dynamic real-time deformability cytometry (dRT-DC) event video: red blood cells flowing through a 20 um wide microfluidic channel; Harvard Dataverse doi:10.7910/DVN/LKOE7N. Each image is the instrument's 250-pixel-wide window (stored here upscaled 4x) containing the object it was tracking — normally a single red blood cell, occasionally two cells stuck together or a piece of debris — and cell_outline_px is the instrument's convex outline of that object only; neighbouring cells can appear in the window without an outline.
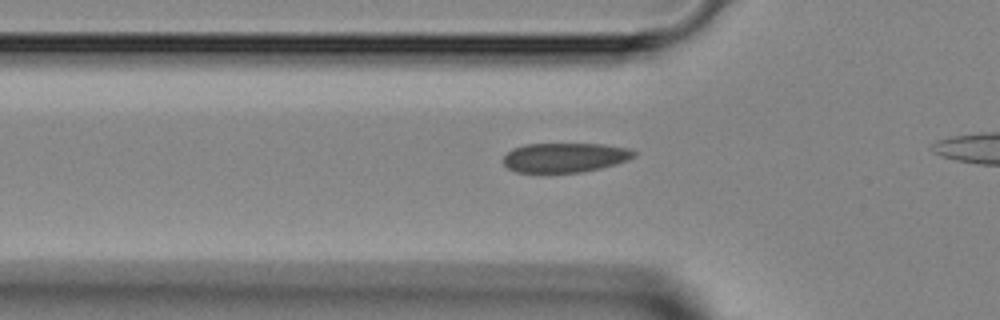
{"species": "Egyptian fruit bat (a non-hibernating species)", "species_latin": "Rousettus aegyptiacus", "temperature_condition": "room temperature", "stored_images_in_passage": 21, "camera_frame_rate_fps": 3000, "um_per_image_px": 0.085, "animal": {"sex": "female"}, "frame": {"image": 1, "passage_image": 10, "time_ms": 3.0, "image_size_px": [1000, 320], "cell_outline_px": [[636, 156], [628, 160], [600, 168], [580, 172], [516, 172], [508, 168], [504, 164], [504, 156], [512, 148], [524, 144], [600, 144], [628, 148], [636, 152]], "centroid_in_image_um": [48.0, 13.38], "position_along_channel_um": 77.8, "area_um2": 22.31}}
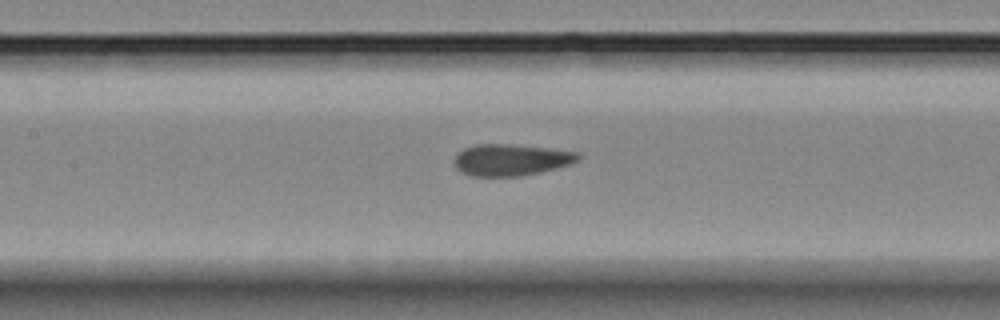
{"frame": {"image": 2, "passage_image": 16, "time_ms": 5.0, "image_size_px": [1000, 320], "cell_outline_px": [[584, 156], [580, 160], [572, 164], [540, 172], [520, 176], [468, 176], [460, 172], [456, 168], [456, 156], [464, 148], [476, 144], [508, 144], [552, 148], [580, 152]], "centroid_in_image_um": [43.52, 13.58], "position_along_channel_um": 163.9, "area_um2": 23.06}}
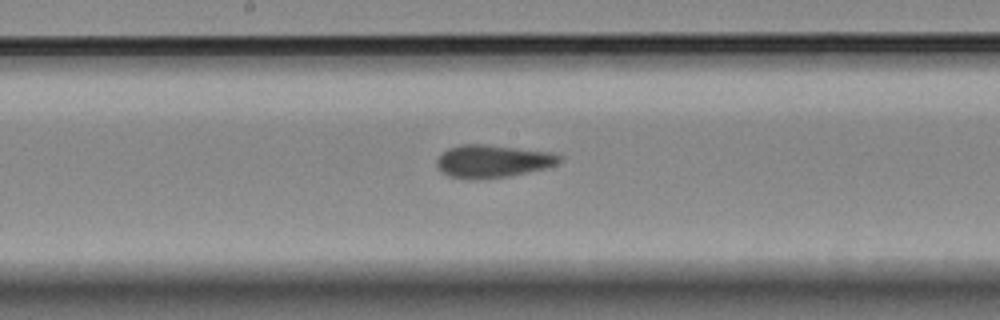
{"frame": {"image": 3, "passage_image": 19, "time_ms": 6.0, "image_size_px": [1000, 320], "cell_outline_px": [[560, 160], [556, 164], [544, 168], [508, 176], [480, 180], [472, 180], [448, 176], [440, 172], [436, 168], [436, 160], [448, 148], [460, 144], [484, 144], [552, 152], [560, 156]], "centroid_in_image_um": [41.8, 13.71], "position_along_channel_um": 206.4, "area_um2": 23.47}}